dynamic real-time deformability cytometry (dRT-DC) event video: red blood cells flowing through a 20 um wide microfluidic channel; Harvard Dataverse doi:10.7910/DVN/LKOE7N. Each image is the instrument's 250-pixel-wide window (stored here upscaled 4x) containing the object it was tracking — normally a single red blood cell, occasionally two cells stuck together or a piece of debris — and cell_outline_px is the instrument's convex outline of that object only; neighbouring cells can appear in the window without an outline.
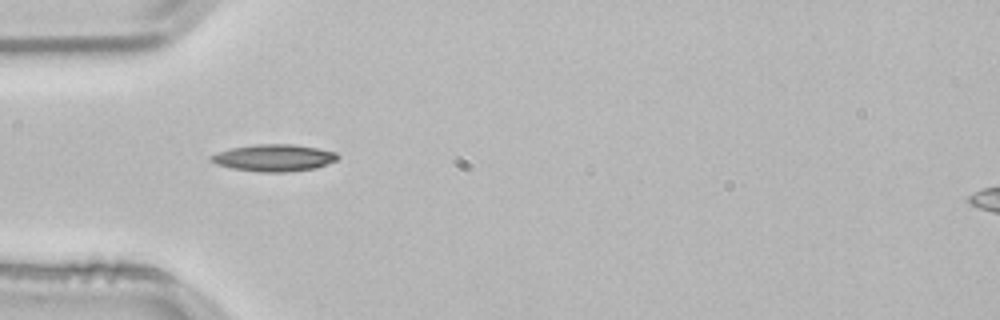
{"species": "common noctule bat (a hibernating species)", "species_latin": "Nyctalus noctula", "temperature_condition": "room temperature", "stored_images_in_passage": 53, "camera_frame_rate_fps": 3000, "um_per_image_px": 0.085, "animal": {"sex": "male", "body_mass_g": 21.5, "forearm_length_mm": 52.0}, "frame": {"image": 1, "passage_image": 16, "time_ms": 5.0, "image_size_px": [1000, 320], "cell_outline_px": [[340, 156], [336, 160], [316, 168], [284, 172], [260, 172], [232, 168], [216, 164], [208, 160], [208, 156], [232, 148], [256, 144], [296, 144], [336, 152]], "centroid_in_image_um": [23.28, 13.41], "position_along_channel_um": 61.7, "area_um2": 19.83}, "authors_computed_cell_mechanics": {"area_um2": 17.629, "velocity_mm_per_s": 3.8205, "shape_relaxation_time_tau1_ms": 5.0781, "shape_relaxation_time_tau2_ms": null, "deformation_change_tau1": 0.1302, "deformation_change_tau2": null}}